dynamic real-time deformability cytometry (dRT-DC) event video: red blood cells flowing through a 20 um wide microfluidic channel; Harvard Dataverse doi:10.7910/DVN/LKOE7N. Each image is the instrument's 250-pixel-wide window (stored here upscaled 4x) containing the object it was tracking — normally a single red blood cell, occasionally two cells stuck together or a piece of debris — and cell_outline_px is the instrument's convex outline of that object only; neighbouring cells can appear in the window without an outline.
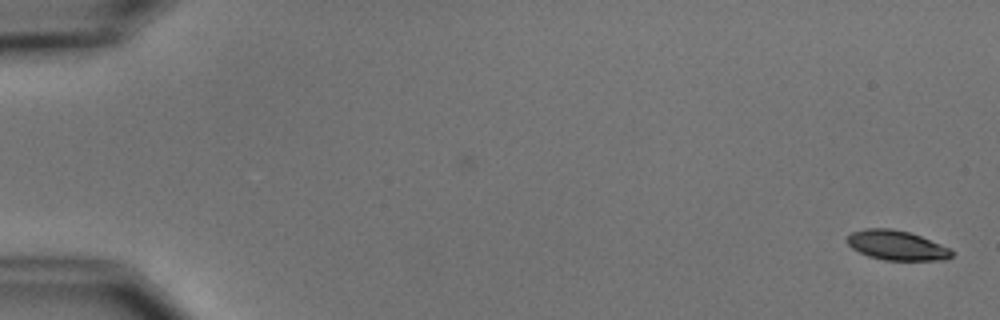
{"species": "common noctule bat (a hibernating species)", "species_latin": "Nyctalus noctula", "temperature_condition": "cold", "stored_images_in_passage": 4, "camera_frame_rate_fps": 3000, "um_per_image_px": 0.085, "animal": {"sex": "male", "body_mass_g": 15.6}, "frame": {"image": 1, "passage_image": 4, "time_ms": 3.667, "image_size_px": [1000, 320], "cell_outline_px": [[956, 252], [952, 256], [944, 260], [884, 260], [868, 256], [852, 248], [844, 240], [852, 232], [864, 228], [892, 228], [908, 232], [920, 236], [952, 248]], "centroid_in_image_um": [76.24, 20.85], "position_along_channel_um": 8.8, "area_um2": 18.26}}